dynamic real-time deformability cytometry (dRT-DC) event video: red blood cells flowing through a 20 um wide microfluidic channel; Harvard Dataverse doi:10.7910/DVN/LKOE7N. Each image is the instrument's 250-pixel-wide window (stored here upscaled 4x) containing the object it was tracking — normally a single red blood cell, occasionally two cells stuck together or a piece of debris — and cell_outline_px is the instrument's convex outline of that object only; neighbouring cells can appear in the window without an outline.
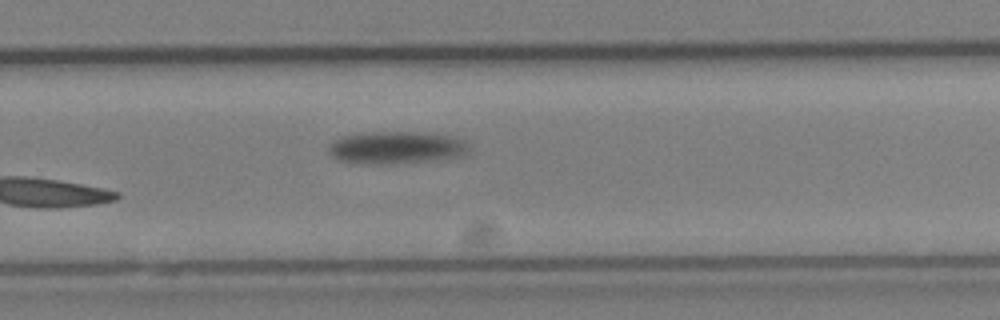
{"species": "Egyptian fruit bat (a non-hibernating species)", "species_latin": "Rousettus aegyptiacus", "temperature_condition": "cold", "stored_images_in_passage": 17, "camera_frame_rate_fps": 3000, "um_per_image_px": 0.085, "animal": {"sex": "female"}, "frame": {"image": 1, "passage_image": 17, "time_ms": 5.333, "image_size_px": [1000, 320], "cell_outline_px": [[472, 148], [468, 152], [460, 156], [432, 160], [400, 164], [360, 164], [340, 160], [332, 156], [328, 152], [328, 148], [336, 140], [344, 136], [372, 132], [424, 132], [452, 136], [464, 140]], "centroid_in_image_um": [33.74, 12.56], "position_along_channel_um": 296.1, "area_um2": 26.65}}